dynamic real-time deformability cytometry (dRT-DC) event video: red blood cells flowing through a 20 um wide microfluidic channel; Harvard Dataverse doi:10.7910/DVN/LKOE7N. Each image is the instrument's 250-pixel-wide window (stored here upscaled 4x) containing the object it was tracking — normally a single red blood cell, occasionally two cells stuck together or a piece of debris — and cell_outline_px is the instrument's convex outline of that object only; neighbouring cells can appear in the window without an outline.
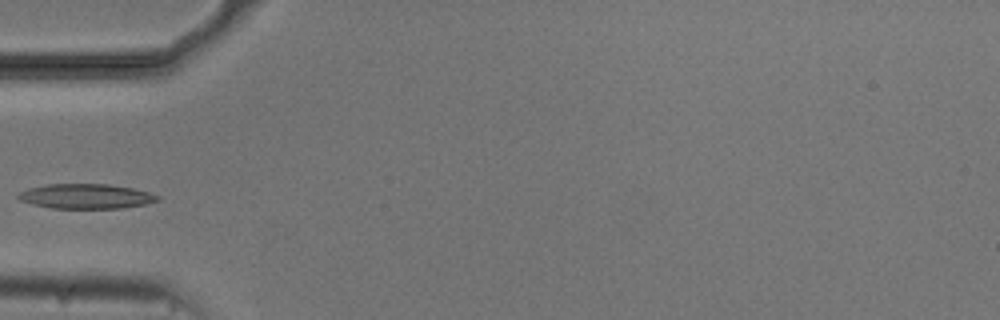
{"species": "common noctule bat (a hibernating species)", "species_latin": "Nyctalus noctula", "temperature_condition": "cold", "stored_images_in_passage": 37, "camera_frame_rate_fps": 3000, "um_per_image_px": 0.085, "animal": {"sex": "male", "body_mass_g": 20.5, "forearm_length_mm": 52.5}, "frame": {"image": 1, "passage_image": 1, "time_ms": 0.0, "image_size_px": [1000, 320], "cell_outline_px": [[160, 200], [148, 204], [120, 208], [52, 208], [32, 204], [20, 200], [16, 196], [20, 192], [28, 188], [48, 184], [108, 184], [132, 188], [148, 192], [160, 196]], "centroid_in_image_um": [7.32, 16.68], "position_along_channel_um": 77.7, "area_um2": 20.11}}
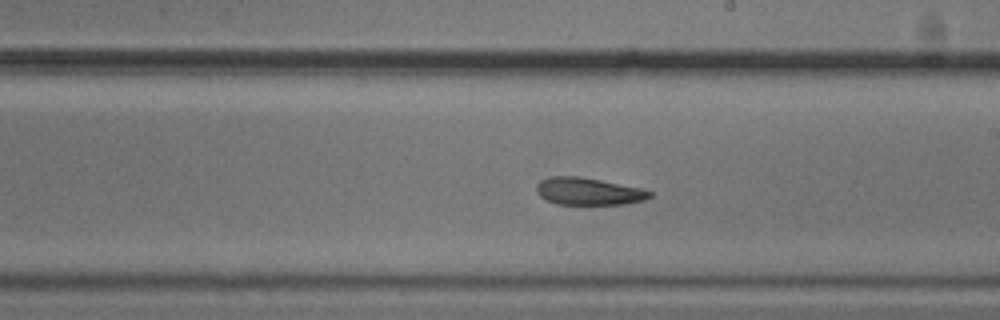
{"frame": {"image": 2, "passage_image": 14, "time_ms": 4.333, "image_size_px": [1000, 320], "cell_outline_px": [[652, 196], [644, 200], [624, 204], [556, 204], [540, 196], [536, 192], [536, 184], [540, 180], [548, 176], [580, 176], [640, 188], [652, 192]], "centroid_in_image_um": [49.98, 16.26], "position_along_channel_um": 239.0, "area_um2": 17.98}}
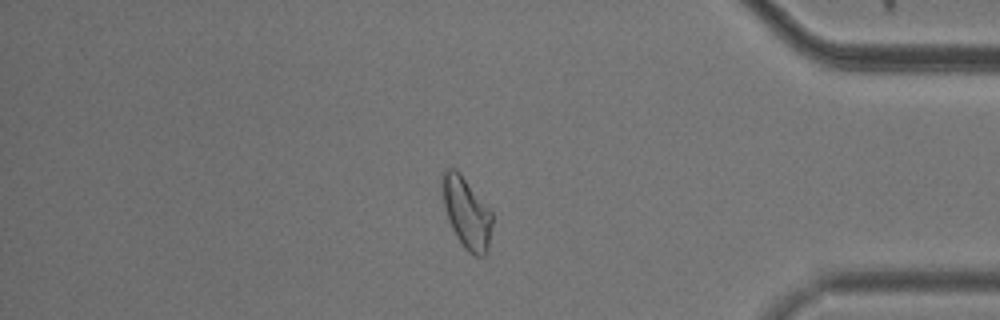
{"frame": {"image": 3, "passage_image": 29, "time_ms": 9.333, "image_size_px": [1000, 320], "cell_outline_px": [[492, 224], [488, 248], [484, 256], [476, 256], [468, 252], [464, 248], [456, 236], [448, 220], [444, 208], [440, 188], [440, 176], [444, 168], [452, 168], [460, 172], [492, 212]], "centroid_in_image_um": [39.61, 18.04], "position_along_channel_um": 395.6, "area_um2": 20.98}}